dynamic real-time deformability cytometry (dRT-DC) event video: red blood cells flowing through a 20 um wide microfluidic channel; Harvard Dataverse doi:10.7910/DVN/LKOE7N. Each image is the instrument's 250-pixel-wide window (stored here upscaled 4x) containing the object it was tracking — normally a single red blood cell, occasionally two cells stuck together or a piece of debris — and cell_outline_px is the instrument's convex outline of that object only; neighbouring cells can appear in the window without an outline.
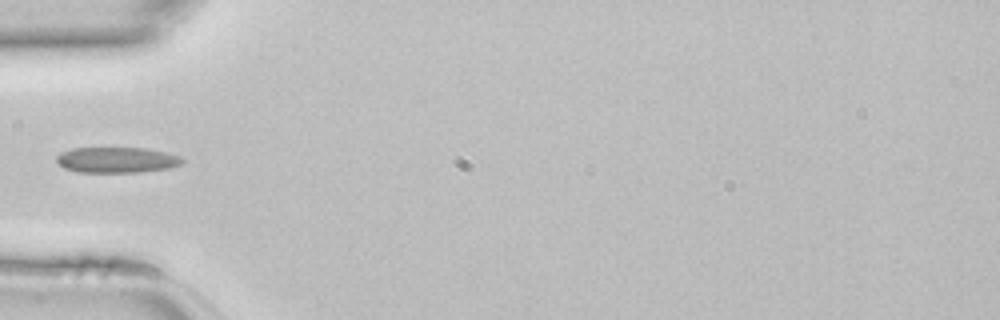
{"species": "common noctule bat (a hibernating species)", "species_latin": "Nyctalus noctula", "temperature_condition": "room temperature", "stored_images_in_passage": 31, "camera_frame_rate_fps": 3000, "um_per_image_px": 0.085, "animal": {"sex": "female", "body_mass_g": 22.7, "forearm_length_mm": 54.2}, "frame": {"image": 1, "passage_image": 1, "time_ms": 0.0, "image_size_px": [1000, 320], "cell_outline_px": [[184, 160], [180, 164], [168, 168], [140, 172], [80, 172], [64, 168], [56, 160], [56, 156], [60, 152], [72, 148], [144, 148], [164, 152], [180, 156]], "centroid_in_image_um": [9.89, 13.59], "position_along_channel_um": 75.1, "area_um2": 18.67}}
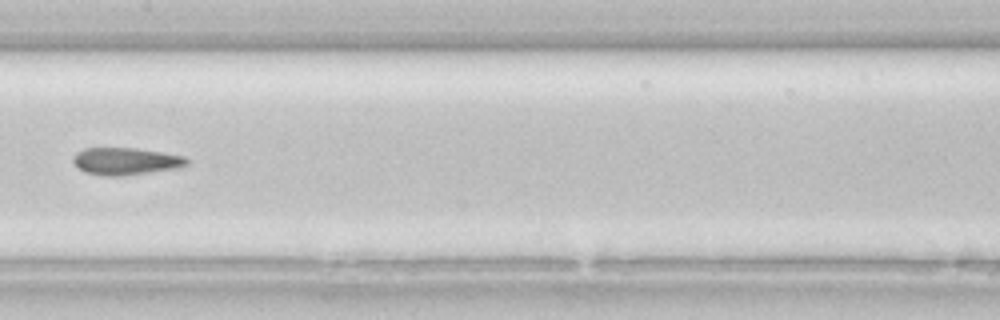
{"frame": {"image": 2, "passage_image": 9, "time_ms": 2.667, "image_size_px": [1000, 320], "cell_outline_px": [[188, 164], [176, 168], [120, 176], [104, 176], [84, 172], [72, 160], [72, 156], [76, 152], [84, 148], [136, 148], [164, 152], [184, 156], [188, 160]], "centroid_in_image_um": [10.66, 13.69], "position_along_channel_um": 196.7, "area_um2": 17.98}}
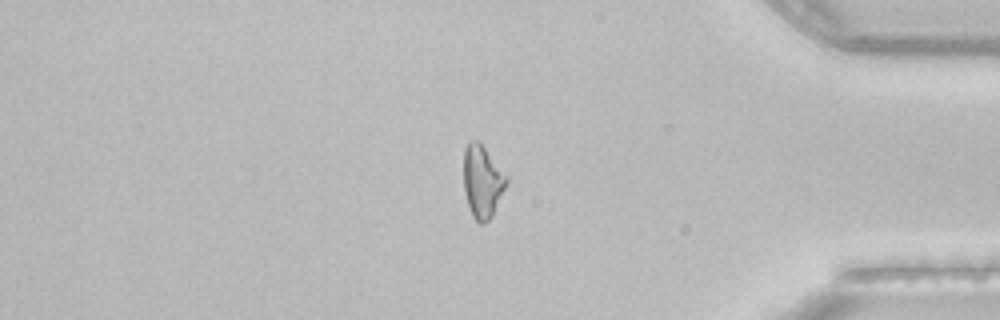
{"frame": {"image": 3, "passage_image": 24, "time_ms": 7.667, "image_size_px": [1000, 320], "cell_outline_px": [[508, 184], [492, 216], [484, 224], [480, 224], [472, 216], [464, 192], [464, 148], [468, 140], [476, 140], [484, 148], [508, 176]], "centroid_in_image_um": [41.01, 15.44], "position_along_channel_um": 394.2, "area_um2": 18.15}}